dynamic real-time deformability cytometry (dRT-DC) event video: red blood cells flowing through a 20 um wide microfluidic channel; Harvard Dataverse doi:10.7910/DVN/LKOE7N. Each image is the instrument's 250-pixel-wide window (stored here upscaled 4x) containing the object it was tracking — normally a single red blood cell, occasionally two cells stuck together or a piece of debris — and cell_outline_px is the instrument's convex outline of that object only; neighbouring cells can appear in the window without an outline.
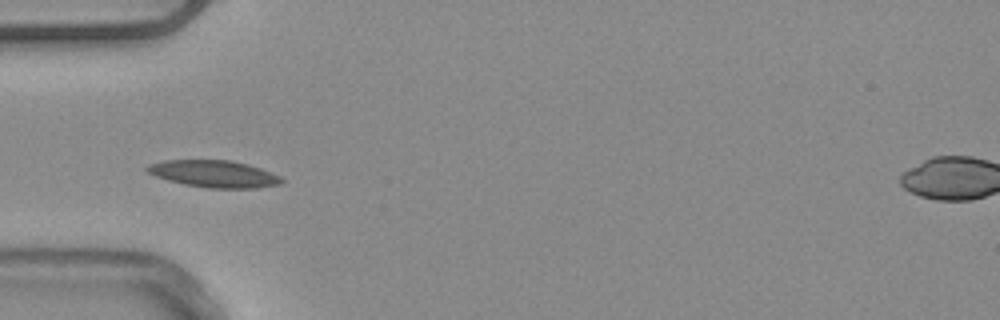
{"species": "common noctule bat (a hibernating species)", "species_latin": "Nyctalus noctula", "temperature_condition": "warm", "stored_images_in_passage": 36, "camera_frame_rate_fps": 3000, "um_per_image_px": 0.085, "animal": {"sex": "male", "body_mass_g": 20.4}, "frame": {"image": 1, "passage_image": 1, "time_ms": 0.0, "image_size_px": [1000, 320], "cell_outline_px": [[284, 180], [280, 184], [256, 188], [208, 188], [184, 184], [168, 180], [156, 176], [148, 172], [144, 168], [148, 164], [164, 160], [228, 160], [248, 164], [260, 168], [280, 176]], "centroid_in_image_um": [18.17, 14.77], "position_along_channel_um": 66.8, "area_um2": 21.1}}
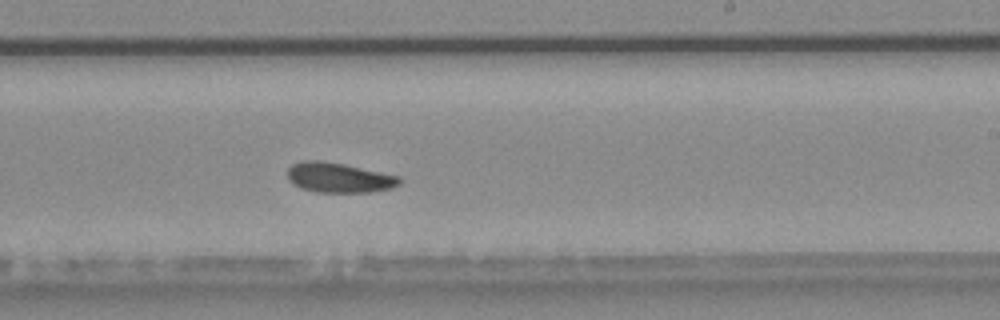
{"frame": {"image": 2, "passage_image": 16, "time_ms": 5.0, "image_size_px": [1000, 320], "cell_outline_px": [[404, 180], [400, 184], [392, 188], [368, 192], [316, 192], [300, 188], [292, 184], [288, 180], [288, 168], [292, 164], [304, 160], [320, 160], [344, 164], [400, 176]], "centroid_in_image_um": [28.81, 15.1], "position_along_channel_um": 260.2, "area_um2": 19.71}, "authors_computed_cell_mechanics": {"area_um2": 19.3052, "velocity_mm_per_s": 3.8723, "shape_relaxation_time_tau1_ms": null, "shape_relaxation_time_tau2_ms": 4.4472, "deformation_change_tau1": null, "deformation_change_tau2": 0.0962}}